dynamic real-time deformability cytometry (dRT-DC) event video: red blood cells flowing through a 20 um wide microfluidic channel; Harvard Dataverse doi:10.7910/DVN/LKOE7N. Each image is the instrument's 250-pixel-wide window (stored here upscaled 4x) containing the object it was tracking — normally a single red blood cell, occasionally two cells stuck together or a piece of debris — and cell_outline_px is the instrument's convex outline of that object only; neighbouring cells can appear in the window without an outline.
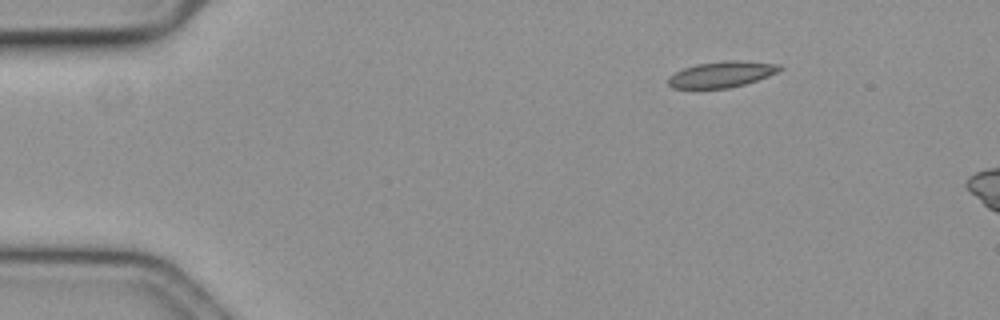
{"species": "common noctule bat (a hibernating species)", "species_latin": "Nyctalus noctula", "temperature_condition": "cold", "stored_images_in_passage": 7, "camera_frame_rate_fps": 3000, "um_per_image_px": 0.085, "animal": {"sex": "female", "body_mass_g": 19.3, "forearm_length_mm": 54.1}, "frame": {"image": 1, "passage_image": 1, "time_ms": 0.0, "image_size_px": [1000, 320], "cell_outline_px": [[784, 68], [768, 76], [744, 84], [728, 88], [672, 88], [668, 84], [668, 76], [684, 68], [696, 64], [724, 60], [736, 60], [780, 64]], "centroid_in_image_um": [61.33, 6.31], "position_along_channel_um": 23.7, "area_um2": 16.82}}